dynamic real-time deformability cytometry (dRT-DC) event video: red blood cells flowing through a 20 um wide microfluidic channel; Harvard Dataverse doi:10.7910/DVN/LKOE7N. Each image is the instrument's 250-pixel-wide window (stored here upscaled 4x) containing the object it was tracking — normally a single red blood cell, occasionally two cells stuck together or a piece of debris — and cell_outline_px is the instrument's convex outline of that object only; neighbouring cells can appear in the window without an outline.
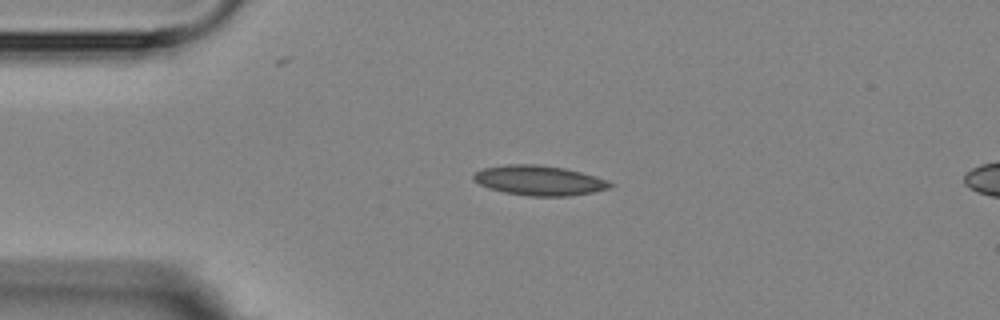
{"species": "Egyptian fruit bat (a non-hibernating species)", "species_latin": "Rousettus aegyptiacus", "temperature_condition": "room temperature", "stored_images_in_passage": 3, "segment_of_instrument_passage": [1, 2], "camera_frame_rate_fps": 3000, "um_per_image_px": 0.085, "animal": {"sex": "female"}, "frame": {"image": 1, "passage_image": 1, "time_ms": 0.0, "image_size_px": [1000, 320], "cell_outline_px": [[616, 184], [612, 188], [592, 192], [568, 196], [528, 196], [504, 192], [488, 188], [472, 180], [472, 176], [476, 172], [484, 168], [508, 164], [536, 164], [564, 168], [596, 176]], "centroid_in_image_um": [45.84, 15.34], "position_along_channel_um": 39.2, "area_um2": 23.81}}